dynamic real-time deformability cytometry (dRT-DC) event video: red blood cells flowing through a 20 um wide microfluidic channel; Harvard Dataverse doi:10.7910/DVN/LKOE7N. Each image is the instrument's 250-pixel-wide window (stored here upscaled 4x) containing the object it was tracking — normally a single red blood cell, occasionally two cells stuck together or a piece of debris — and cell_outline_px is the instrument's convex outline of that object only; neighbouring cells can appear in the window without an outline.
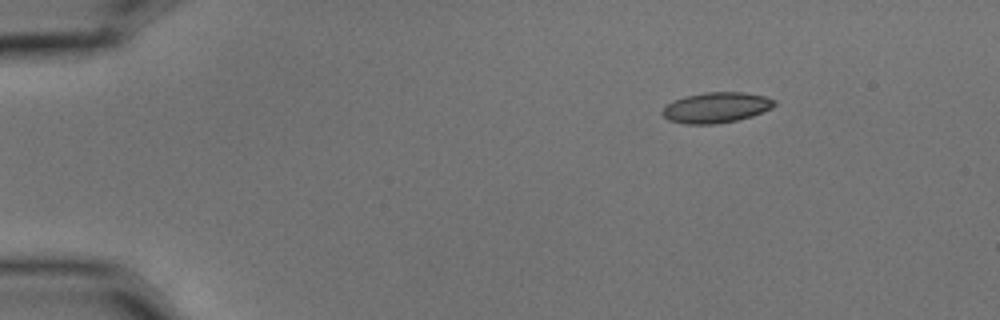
{"species": "common noctule bat (a hibernating species)", "species_latin": "Nyctalus noctula", "temperature_condition": "cold", "stored_images_in_passage": 6, "camera_frame_rate_fps": 3000, "um_per_image_px": 0.085, "animal": {"sex": "male", "body_mass_g": 15.6}, "frame": {"image": 1, "passage_image": 1, "time_ms": 0.0, "image_size_px": [1000, 320], "cell_outline_px": [[776, 104], [772, 108], [752, 116], [736, 120], [716, 124], [684, 124], [668, 120], [660, 112], [672, 100], [684, 96], [704, 92], [744, 92], [764, 96], [776, 100]], "centroid_in_image_um": [60.86, 9.14], "position_along_channel_um": 24.1, "area_um2": 20.06}}
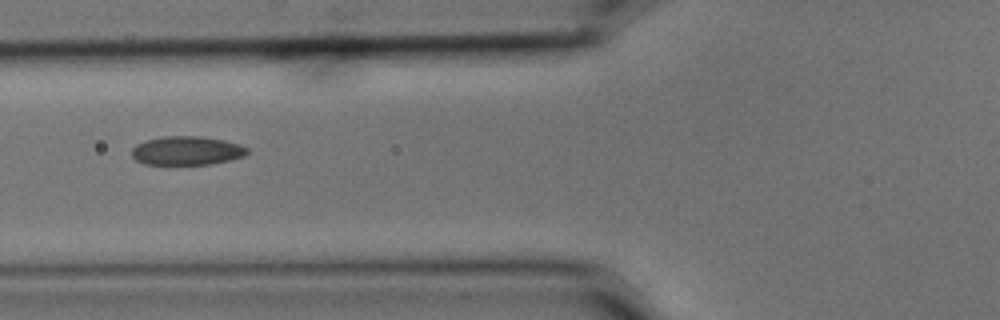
{"frame": {"image": 2, "passage_image": 5, "time_ms": 1.333, "image_size_px": [1000, 320], "cell_outline_px": [[248, 152], [244, 156], [212, 164], [144, 164], [136, 160], [132, 156], [132, 148], [136, 144], [144, 140], [164, 136], [200, 136], [224, 140], [240, 144], [248, 148]], "centroid_in_image_um": [15.86, 12.8], "position_along_channel_um": 109.9, "area_um2": 19.42}}
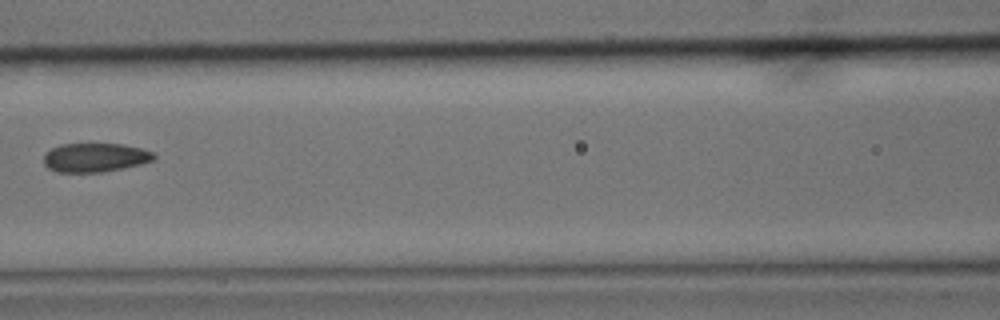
{"frame": {"image": 3, "passage_image": 6, "time_ms": 1.667, "image_size_px": [1000, 320], "cell_outline_px": [[156, 160], [124, 168], [104, 172], [56, 172], [48, 168], [44, 164], [44, 152], [60, 144], [124, 144], [156, 152]], "centroid_in_image_um": [8.11, 13.39], "position_along_channel_um": 158.5, "area_um2": 18.84}}